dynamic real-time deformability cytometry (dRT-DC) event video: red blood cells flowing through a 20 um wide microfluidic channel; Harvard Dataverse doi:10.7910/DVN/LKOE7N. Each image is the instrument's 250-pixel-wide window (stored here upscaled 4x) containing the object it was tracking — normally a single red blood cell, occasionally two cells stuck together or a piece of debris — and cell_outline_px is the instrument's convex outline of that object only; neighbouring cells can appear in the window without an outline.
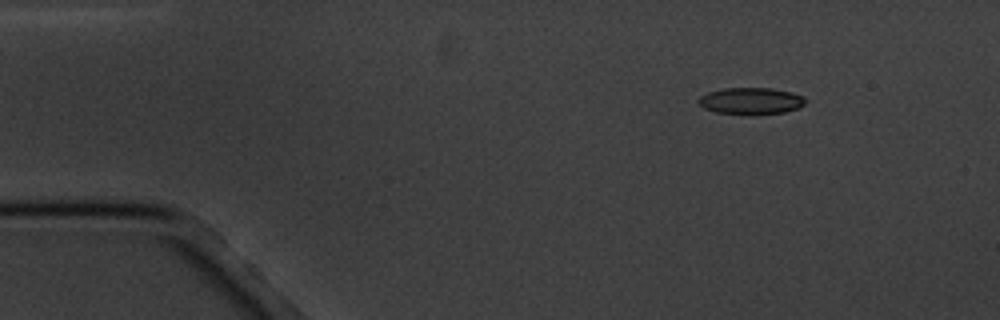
{"species": "common noctule bat (a hibernating species)", "species_latin": "Nyctalus noctula", "temperature_condition": "cold", "stored_images_in_passage": 4, "camera_frame_rate_fps": 3000, "um_per_image_px": 0.085, "animal": {"sex": "male", "body_mass_g": 20.1, "forearm_length_mm": 53.5}, "frame": {"image": 1, "passage_image": 2, "time_ms": 1.333, "image_size_px": [1000, 320], "cell_outline_px": [[804, 104], [796, 108], [784, 112], [716, 112], [704, 108], [696, 100], [700, 96], [708, 92], [724, 88], [772, 88], [792, 92], [804, 96]], "centroid_in_image_um": [63.8, 8.53], "position_along_channel_um": 21.2, "area_um2": 15.9}}
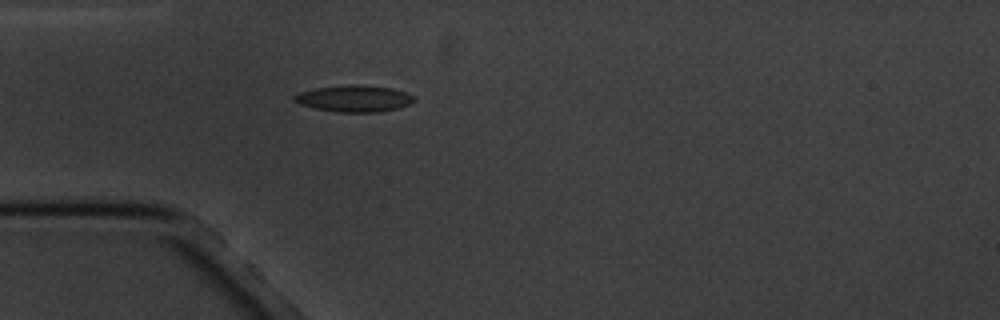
{"frame": {"image": 2, "passage_image": 4, "time_ms": 4.333, "image_size_px": [1000, 320], "cell_outline_px": [[416, 100], [400, 108], [380, 112], [336, 112], [316, 108], [300, 104], [292, 100], [292, 96], [300, 92], [316, 88], [356, 84], [392, 88], [404, 92], [412, 96]], "centroid_in_image_um": [30.09, 8.38], "position_along_channel_um": 54.9, "area_um2": 18.44}}